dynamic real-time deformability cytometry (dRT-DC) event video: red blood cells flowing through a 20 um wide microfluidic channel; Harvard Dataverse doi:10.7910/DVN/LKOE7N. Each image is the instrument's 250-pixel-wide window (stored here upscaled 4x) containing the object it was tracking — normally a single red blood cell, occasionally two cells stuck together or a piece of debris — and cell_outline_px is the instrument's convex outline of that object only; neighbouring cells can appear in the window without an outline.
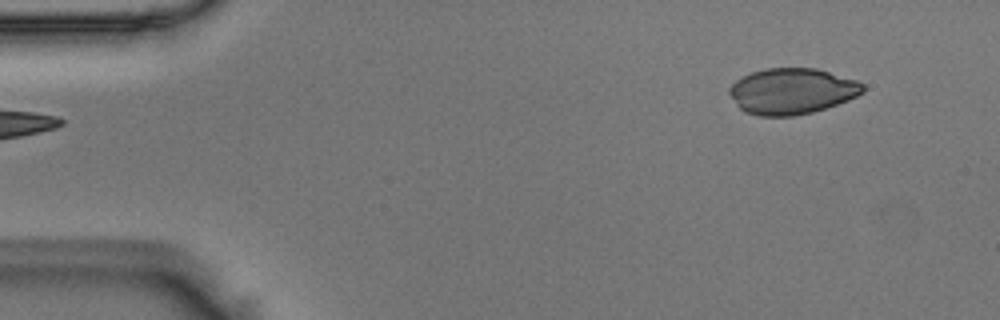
{"species": "Egyptian fruit bat (a non-hibernating species)", "species_latin": "Rousettus aegyptiacus", "temperature_condition": "room temperature", "stored_images_in_passage": 4, "camera_frame_rate_fps": 3000, "um_per_image_px": 0.085, "animal": {"sex": "male"}, "frame": {"image": 1, "passage_image": 1, "time_ms": 0.0, "image_size_px": [1000, 320], "cell_outline_px": [[864, 92], [848, 100], [812, 112], [792, 116], [760, 116], [744, 112], [736, 104], [728, 92], [728, 88], [736, 80], [752, 72], [764, 68], [816, 68], [856, 80], [864, 84]], "centroid_in_image_um": [67.29, 7.75], "position_along_channel_um": 17.7, "area_um2": 35.66}}